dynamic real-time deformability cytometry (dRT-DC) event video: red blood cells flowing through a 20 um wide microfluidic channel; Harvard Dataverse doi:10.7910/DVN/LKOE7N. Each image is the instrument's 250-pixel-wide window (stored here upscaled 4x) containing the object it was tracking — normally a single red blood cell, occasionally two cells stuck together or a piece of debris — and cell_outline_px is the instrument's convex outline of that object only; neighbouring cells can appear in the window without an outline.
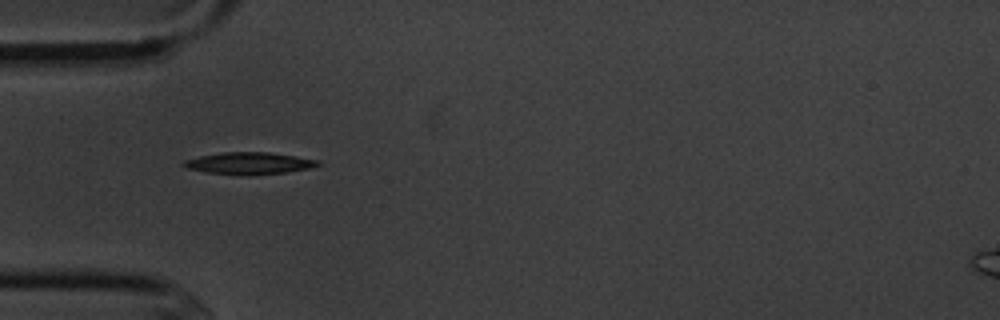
{"species": "common noctule bat (a hibernating species)", "species_latin": "Nyctalus noctula", "temperature_condition": "cold", "stored_images_in_passage": 14, "camera_frame_rate_fps": 3000, "um_per_image_px": 0.085, "animal": {"sex": "male", "body_mass_g": 20.1, "forearm_length_mm": 53.5}, "frame": {"image": 1, "passage_image": 4, "time_ms": 4.333, "image_size_px": [1000, 320], "cell_outline_px": [[320, 164], [308, 168], [284, 172], [248, 176], [208, 172], [188, 168], [180, 164], [184, 160], [200, 156], [224, 152], [268, 152], [320, 160]], "centroid_in_image_um": [21.15, 13.88], "position_along_channel_um": 63.8, "area_um2": 16.99}}
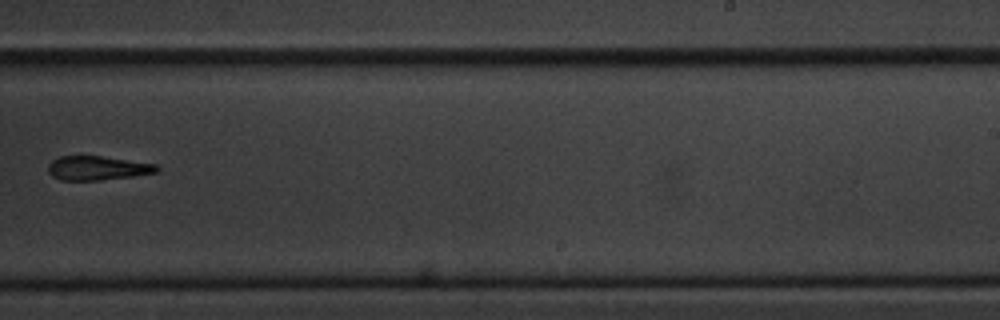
{"frame": {"image": 2, "passage_image": 9, "time_ms": 10.333, "image_size_px": [1000, 320], "cell_outline_px": [[160, 168], [156, 172], [132, 176], [100, 180], [60, 180], [52, 176], [48, 172], [48, 164], [52, 160], [60, 156], [100, 156], [156, 164]], "centroid_in_image_um": [8.24, 14.29], "position_along_channel_um": 280.8, "area_um2": 15.14}}
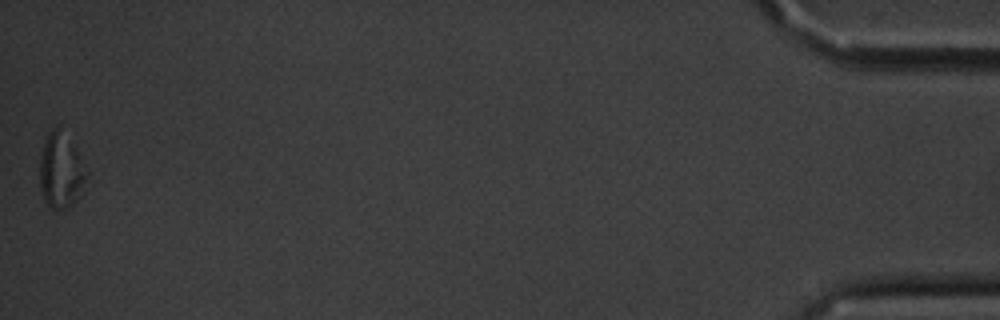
{"frame": {"image": 3, "passage_image": 14, "time_ms": 17.0, "image_size_px": [1000, 320], "cell_outline_px": [[88, 172], [84, 192], [72, 204], [64, 208], [52, 208], [44, 200], [40, 188], [40, 160], [44, 144], [48, 132], [52, 128], [60, 124], [76, 148]], "centroid_in_image_um": [5.21, 14.47], "position_along_channel_um": 430.0, "area_um2": 20.75}, "authors_computed_cell_mechanics": {"area_um2": 16.9065, "velocity_mm_per_s": 3.6152, "shape_relaxation_time_tau1_ms": 1.0149, "shape_relaxation_time_tau2_ms": null, "deformation_change_tau1": 0.0452, "deformation_change_tau2": null}}